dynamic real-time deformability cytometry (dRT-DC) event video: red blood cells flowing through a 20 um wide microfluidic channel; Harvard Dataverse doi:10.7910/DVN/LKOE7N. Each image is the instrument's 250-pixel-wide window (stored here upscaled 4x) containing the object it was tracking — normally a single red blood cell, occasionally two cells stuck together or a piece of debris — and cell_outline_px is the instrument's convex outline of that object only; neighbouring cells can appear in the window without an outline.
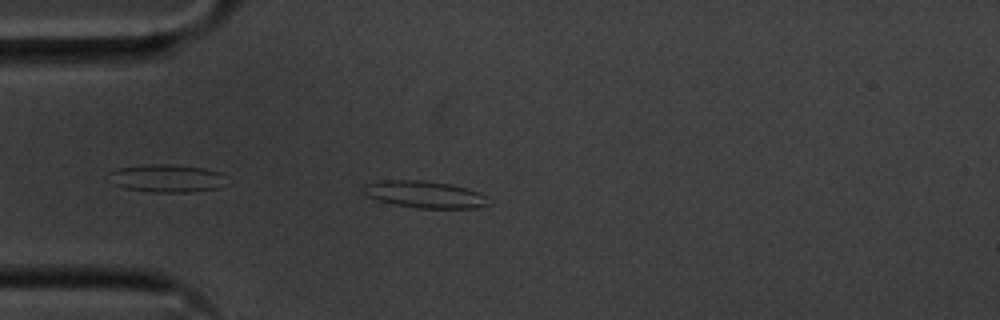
{"species": "common noctule bat (a hibernating species)", "species_latin": "Nyctalus noctula", "temperature_condition": "cold", "stored_images_in_passage": 39, "camera_frame_rate_fps": 3000, "um_per_image_px": 0.085, "animal": {"sex": "male", "body_mass_g": 20.1, "forearm_length_mm": 53.5}, "frame": {"image": 1, "passage_image": 3, "time_ms": 0.667, "image_size_px": [1000, 320], "cell_outline_px": [[492, 204], [476, 208], [416, 208], [392, 204], [376, 200], [360, 192], [360, 188], [364, 184], [380, 180], [420, 180], [452, 184], [488, 196]], "centroid_in_image_um": [36.05, 16.53], "position_along_channel_um": 48.9, "area_um2": 20.0}}
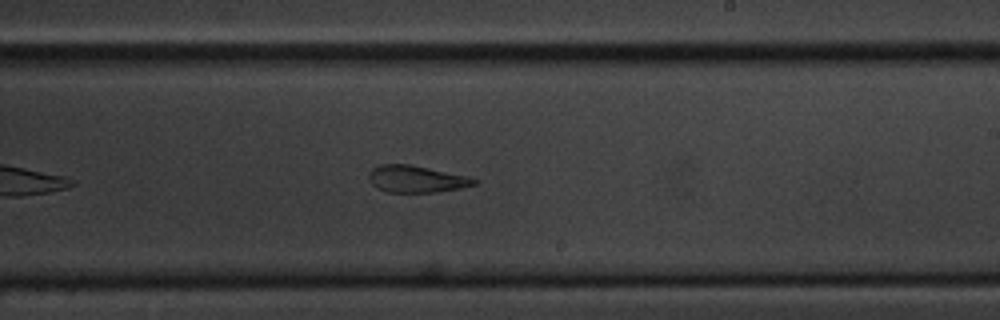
{"frame": {"image": 2, "passage_image": 21, "time_ms": 6.667, "image_size_px": [1000, 320], "cell_outline_px": [[480, 180], [476, 184], [460, 188], [436, 192], [388, 192], [376, 188], [368, 180], [368, 172], [372, 168], [380, 164], [408, 164], [428, 168], [464, 176]], "centroid_in_image_um": [35.32, 15.22], "position_along_channel_um": 253.7, "area_um2": 16.42}}
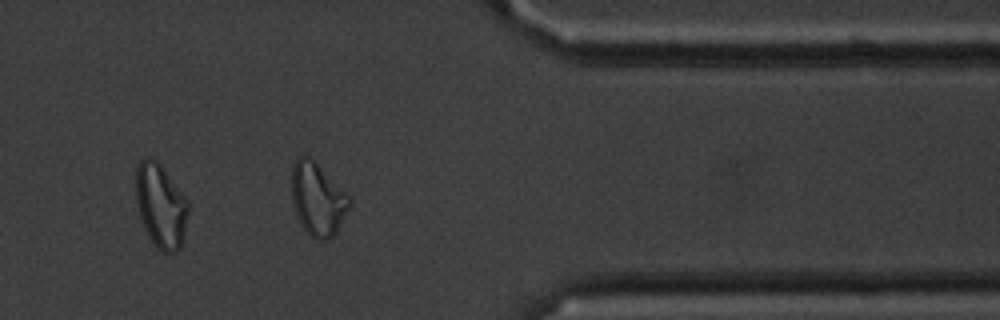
{"frame": {"image": 3, "passage_image": 33, "time_ms": 10.667, "image_size_px": [1000, 320], "cell_outline_px": [[352, 204], [336, 232], [328, 240], [316, 240], [300, 224], [296, 216], [292, 200], [292, 164], [296, 156], [308, 156], [352, 200]], "centroid_in_image_um": [26.98, 16.96], "position_along_channel_um": 384.4, "area_um2": 24.1}, "authors_computed_cell_mechanics": {"area_um2": 17.918, "velocity_mm_per_s": 3.6096, "shape_relaxation_time_tau1_ms": null, "shape_relaxation_time_tau2_ms": 3.3166, "deformation_change_tau1": null, "deformation_change_tau2": 0.109}}